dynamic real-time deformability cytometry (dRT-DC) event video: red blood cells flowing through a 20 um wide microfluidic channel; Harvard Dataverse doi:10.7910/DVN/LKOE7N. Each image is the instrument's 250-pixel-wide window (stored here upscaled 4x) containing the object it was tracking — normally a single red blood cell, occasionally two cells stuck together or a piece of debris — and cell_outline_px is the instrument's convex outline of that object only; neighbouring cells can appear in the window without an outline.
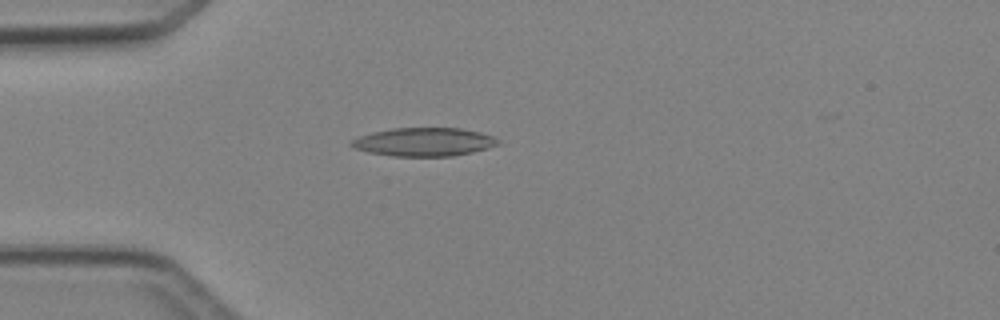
{"species": "Egyptian fruit bat (a non-hibernating species)", "species_latin": "Rousettus aegyptiacus", "temperature_condition": "cold", "stored_images_in_passage": 1, "camera_frame_rate_fps": 3000, "um_per_image_px": 0.085, "animal": {"sex": "female"}, "frame": {"image": 1, "passage_image": 1, "time_ms": 0.0, "image_size_px": [1000, 320], "cell_outline_px": [[500, 144], [488, 148], [472, 152], [452, 156], [392, 156], [368, 152], [356, 148], [348, 144], [352, 140], [360, 136], [372, 132], [392, 128], [460, 128], [480, 132], [492, 136], [500, 140]], "centroid_in_image_um": [36.05, 12.06], "position_along_channel_um": 48.9, "area_um2": 24.28}}